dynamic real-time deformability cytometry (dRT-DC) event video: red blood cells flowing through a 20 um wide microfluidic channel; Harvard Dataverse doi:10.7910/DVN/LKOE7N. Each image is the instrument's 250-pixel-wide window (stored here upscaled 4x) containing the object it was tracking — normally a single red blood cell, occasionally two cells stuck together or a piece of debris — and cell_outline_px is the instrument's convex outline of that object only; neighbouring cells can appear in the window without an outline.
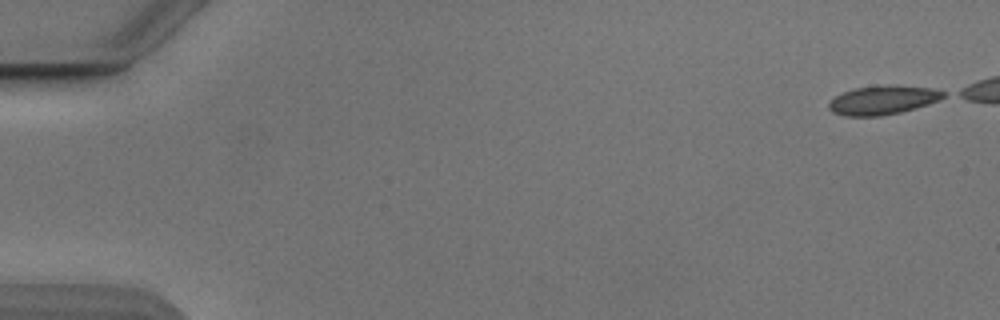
{"species": "Egyptian fruit bat (a non-hibernating species)", "species_latin": "Rousettus aegyptiacus", "temperature_condition": "cold", "stored_images_in_passage": 1, "camera_frame_rate_fps": 3000, "um_per_image_px": 0.085, "animal": {"sex": "male"}, "frame": {"image": 1, "passage_image": 1, "time_ms": 0.0, "image_size_px": [1000, 320], "cell_outline_px": [[948, 96], [940, 100], [916, 108], [900, 112], [880, 116], [844, 116], [832, 112], [828, 108], [828, 104], [836, 96], [844, 92], [856, 88], [888, 84], [896, 84], [932, 88], [944, 92]], "centroid_in_image_um": [75.08, 8.5], "position_along_channel_um": 9.9, "area_um2": 19.48}}